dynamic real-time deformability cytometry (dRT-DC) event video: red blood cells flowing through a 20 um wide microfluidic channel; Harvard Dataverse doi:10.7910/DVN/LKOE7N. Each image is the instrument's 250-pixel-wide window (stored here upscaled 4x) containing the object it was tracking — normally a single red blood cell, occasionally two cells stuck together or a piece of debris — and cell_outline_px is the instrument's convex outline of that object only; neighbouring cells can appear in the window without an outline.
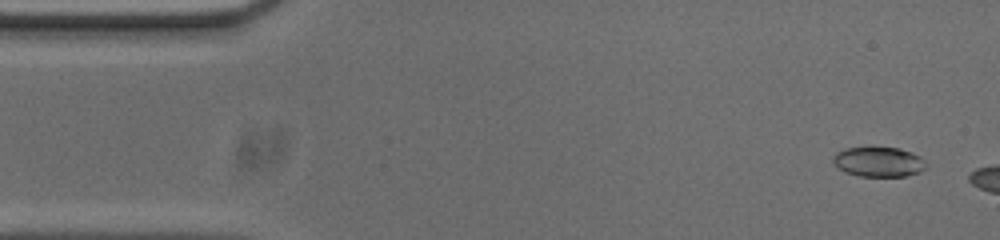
{"species": "common noctule bat (a hibernating species)", "species_latin": "Nyctalus noctula", "temperature_condition": "cold", "stored_images_in_passage": 7, "camera_frame_rate_fps": 3000, "um_per_image_px": 0.085, "animal": {"sex": "male", "body_mass_g": 20.0, "forearm_length_mm": 53.3}, "frame": {"image": 1, "passage_image": 3, "time_ms": 0.667, "image_size_px": [1000, 240], "cell_outline_px": [[928, 164], [920, 172], [904, 176], [860, 176], [844, 172], [832, 160], [836, 152], [848, 148], [900, 148], [912, 152], [920, 156]], "centroid_in_image_um": [74.72, 13.76], "position_along_channel_um": 10.3, "area_um2": 16.01}}